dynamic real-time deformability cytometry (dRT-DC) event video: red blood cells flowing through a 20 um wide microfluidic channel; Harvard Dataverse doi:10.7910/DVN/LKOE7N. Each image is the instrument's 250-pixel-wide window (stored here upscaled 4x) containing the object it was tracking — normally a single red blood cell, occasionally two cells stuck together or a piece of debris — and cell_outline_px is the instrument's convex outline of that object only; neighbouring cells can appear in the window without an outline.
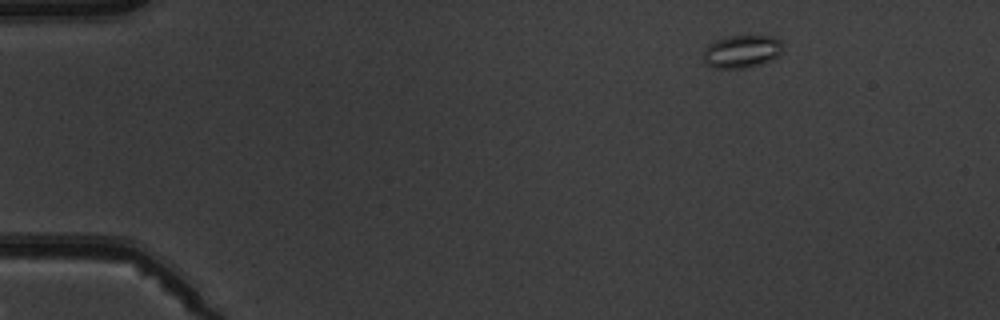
{"species": "common noctule bat (a hibernating species)", "species_latin": "Nyctalus noctula", "temperature_condition": "warm", "stored_images_in_passage": 8, "camera_frame_rate_fps": 3000, "um_per_image_px": 0.085, "animal": {"sex": "male", "body_mass_g": 19.5, "forearm_length_mm": 54.6}, "frame": {"image": 1, "passage_image": 1, "time_ms": 0.0, "image_size_px": [1000, 320], "cell_outline_px": [[780, 56], [760, 64], [744, 68], [712, 68], [704, 60], [704, 48], [708, 44], [716, 40], [728, 36], [776, 36], [780, 40]], "centroid_in_image_um": [63.03, 4.37], "position_along_channel_um": 22.0, "area_um2": 15.09}}